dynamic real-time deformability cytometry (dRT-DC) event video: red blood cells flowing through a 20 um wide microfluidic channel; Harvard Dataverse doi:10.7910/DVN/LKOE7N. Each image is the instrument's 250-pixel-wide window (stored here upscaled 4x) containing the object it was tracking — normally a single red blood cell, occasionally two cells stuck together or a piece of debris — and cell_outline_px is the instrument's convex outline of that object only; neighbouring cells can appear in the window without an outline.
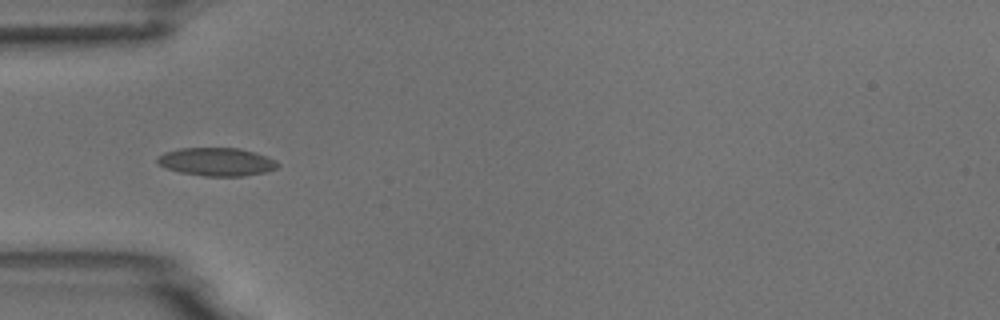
{"species": "common noctule bat (a hibernating species)", "species_latin": "Nyctalus noctula", "temperature_condition": "room temperature", "stored_images_in_passage": 7, "camera_frame_rate_fps": 3000, "um_per_image_px": 0.085, "animal": {"sex": "male", "body_mass_g": 18.8}, "frame": {"image": 1, "passage_image": 5, "time_ms": 4.667, "image_size_px": [1000, 320], "cell_outline_px": [[280, 164], [276, 168], [268, 172], [244, 176], [204, 176], [180, 172], [164, 168], [156, 160], [164, 152], [180, 148], [240, 148], [276, 160]], "centroid_in_image_um": [18.42, 13.76], "position_along_channel_um": 66.6, "area_um2": 19.71}}